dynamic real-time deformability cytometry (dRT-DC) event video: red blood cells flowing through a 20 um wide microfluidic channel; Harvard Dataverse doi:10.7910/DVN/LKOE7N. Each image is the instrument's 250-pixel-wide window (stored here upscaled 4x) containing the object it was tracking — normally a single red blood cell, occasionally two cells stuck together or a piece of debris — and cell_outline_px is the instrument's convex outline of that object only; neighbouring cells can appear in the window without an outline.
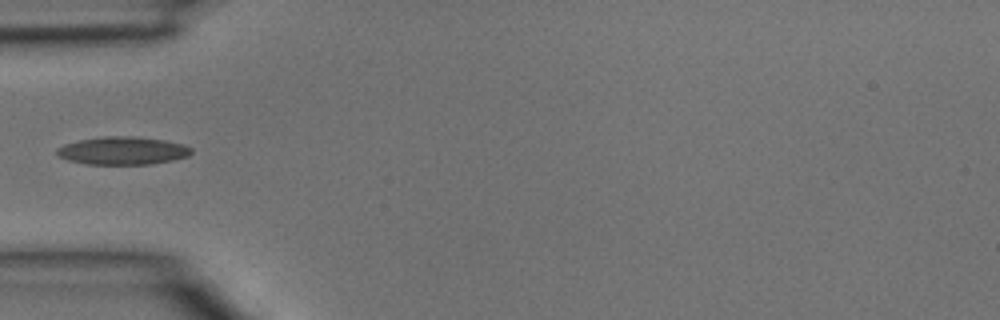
{"species": "common noctule bat (a hibernating species)", "species_latin": "Nyctalus noctula", "temperature_condition": "room temperature", "stored_images_in_passage": 4, "camera_frame_rate_fps": 3000, "um_per_image_px": 0.085, "animal": {"sex": "male", "body_mass_g": 15.6}, "frame": {"image": 1, "passage_image": 4, "time_ms": 1.0, "image_size_px": [1000, 320], "cell_outline_px": [[192, 152], [188, 156], [172, 160], [152, 164], [88, 164], [68, 160], [56, 156], [56, 148], [64, 144], [80, 140], [104, 136], [132, 136], [164, 140], [184, 144], [192, 148]], "centroid_in_image_um": [10.41, 12.81], "position_along_channel_um": 74.6, "area_um2": 21.91}}